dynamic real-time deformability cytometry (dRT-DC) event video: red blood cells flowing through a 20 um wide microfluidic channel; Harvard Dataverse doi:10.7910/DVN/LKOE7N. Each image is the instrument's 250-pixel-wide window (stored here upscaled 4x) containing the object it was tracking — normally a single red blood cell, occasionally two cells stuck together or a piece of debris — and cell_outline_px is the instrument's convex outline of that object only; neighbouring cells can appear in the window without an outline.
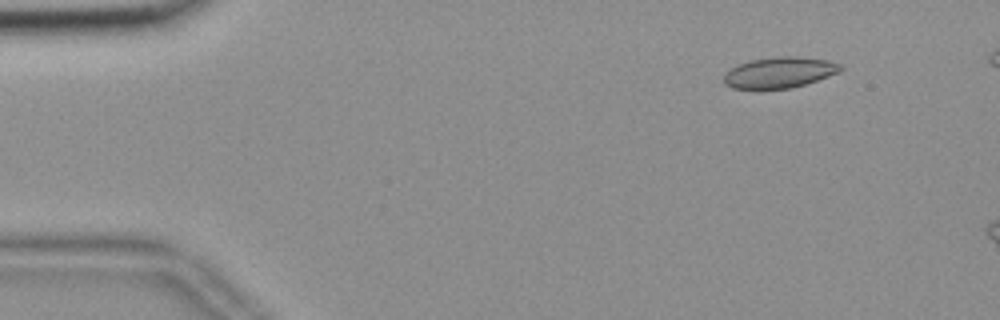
{"species": "common noctule bat (a hibernating species)", "species_latin": "Nyctalus noctula", "temperature_condition": "room temperature", "stored_images_in_passage": 12, "camera_frame_rate_fps": 3000, "um_per_image_px": 0.085, "animal": {"sex": "female", "body_mass_g": 18.4}, "frame": {"image": 1, "passage_image": 6, "time_ms": 1.667, "image_size_px": [1000, 320], "cell_outline_px": [[844, 68], [840, 72], [792, 88], [732, 88], [724, 84], [724, 72], [740, 64], [752, 60], [780, 56], [796, 56], [828, 60], [840, 64]], "centroid_in_image_um": [66.27, 6.15], "position_along_channel_um": 18.7, "area_um2": 20.75}}